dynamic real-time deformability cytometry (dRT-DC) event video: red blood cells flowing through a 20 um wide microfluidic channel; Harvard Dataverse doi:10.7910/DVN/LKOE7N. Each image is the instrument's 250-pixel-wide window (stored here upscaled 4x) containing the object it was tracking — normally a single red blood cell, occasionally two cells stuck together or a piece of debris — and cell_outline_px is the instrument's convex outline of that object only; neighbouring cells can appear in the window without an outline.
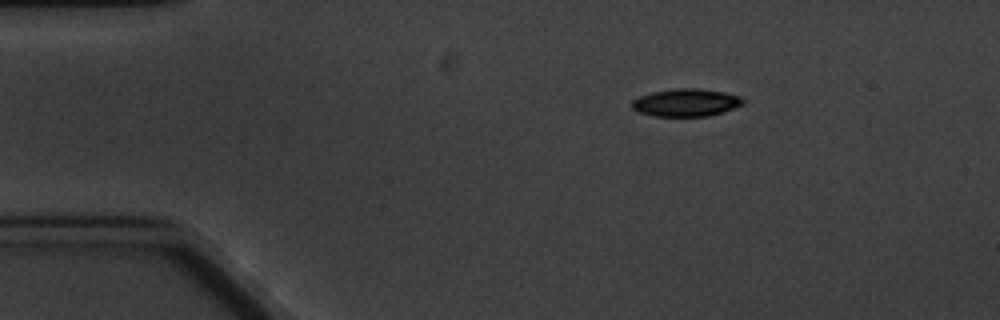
{"species": "common noctule bat (a hibernating species)", "species_latin": "Nyctalus noctula", "temperature_condition": "cold", "stored_images_in_passage": 4, "camera_frame_rate_fps": 3000, "um_per_image_px": 0.085, "animal": {"sex": "male", "body_mass_g": 20.1, "forearm_length_mm": 53.5}, "frame": {"image": 1, "passage_image": 1, "time_ms": 0.0, "image_size_px": [1000, 320], "cell_outline_px": [[744, 104], [708, 116], [656, 116], [640, 112], [632, 108], [632, 100], [640, 96], [652, 92], [676, 88], [700, 88], [724, 92], [740, 96], [744, 100]], "centroid_in_image_um": [58.31, 8.71], "position_along_channel_um": 26.7, "area_um2": 17.74}}
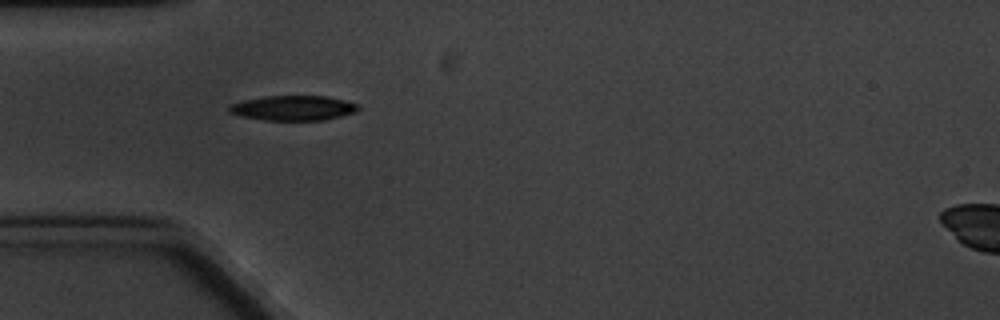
{"frame": {"image": 2, "passage_image": 3, "time_ms": 2.667, "image_size_px": [1000, 320], "cell_outline_px": [[360, 108], [356, 112], [324, 120], [264, 120], [240, 116], [228, 112], [228, 108], [232, 104], [244, 100], [264, 96], [324, 96], [344, 100], [360, 104]], "centroid_in_image_um": [24.94, 9.18], "position_along_channel_um": 60.1, "area_um2": 18.73}}